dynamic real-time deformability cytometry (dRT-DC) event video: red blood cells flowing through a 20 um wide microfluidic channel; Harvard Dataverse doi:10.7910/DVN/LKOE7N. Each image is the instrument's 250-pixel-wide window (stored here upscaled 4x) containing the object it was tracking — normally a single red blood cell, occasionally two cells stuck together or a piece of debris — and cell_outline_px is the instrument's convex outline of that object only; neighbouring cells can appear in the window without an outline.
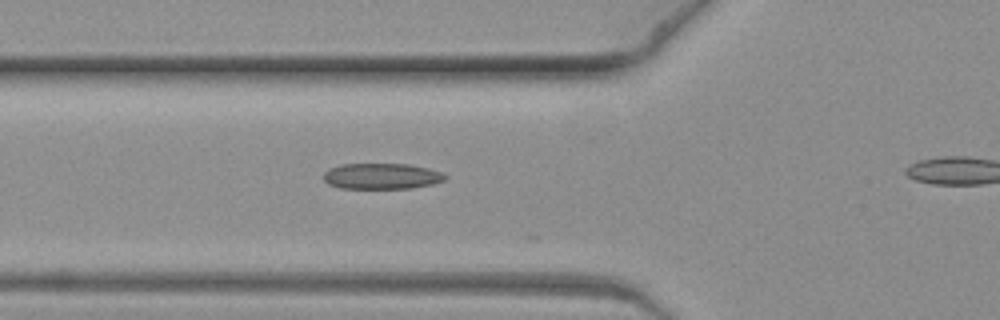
{"species": "common noctule bat (a hibernating species)", "species_latin": "Nyctalus noctula", "temperature_condition": "warm", "stored_images_in_passage": 11, "camera_frame_rate_fps": 3000, "um_per_image_px": 0.085, "animal": {"sex": "female", "body_mass_g": 19.3, "forearm_length_mm": 54.1}, "frame": {"image": 1, "passage_image": 8, "time_ms": 2.333, "image_size_px": [1000, 320], "cell_outline_px": [[448, 176], [444, 180], [432, 184], [412, 188], [340, 188], [328, 184], [324, 180], [324, 172], [328, 168], [340, 164], [408, 164], [428, 168], [444, 172]], "centroid_in_image_um": [32.44, 14.97], "position_along_channel_um": 93.4, "area_um2": 18.44}}
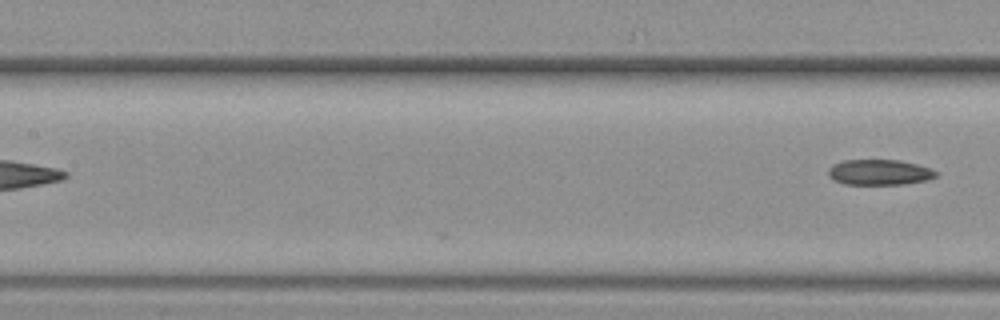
{"frame": {"image": 2, "passage_image": 11, "time_ms": 3.333, "image_size_px": [1000, 320], "cell_outline_px": [[936, 176], [928, 180], [904, 184], [844, 184], [828, 176], [828, 168], [832, 164], [840, 160], [900, 160], [932, 168], [936, 172]], "centroid_in_image_um": [74.73, 14.63], "position_along_channel_um": 132.7, "area_um2": 16.07}}